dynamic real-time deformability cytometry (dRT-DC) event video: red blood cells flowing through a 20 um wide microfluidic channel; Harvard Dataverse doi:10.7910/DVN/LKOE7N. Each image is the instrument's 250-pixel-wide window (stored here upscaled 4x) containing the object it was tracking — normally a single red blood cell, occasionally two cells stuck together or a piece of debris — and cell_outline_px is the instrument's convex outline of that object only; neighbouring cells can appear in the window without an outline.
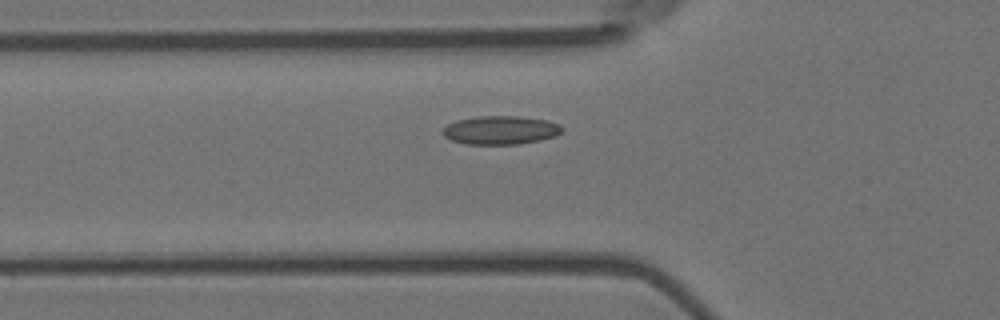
{"species": "Egyptian fruit bat (a non-hibernating species)", "species_latin": "Rousettus aegyptiacus", "temperature_condition": "room temperature", "stored_images_in_passage": 4, "camera_frame_rate_fps": 3000, "um_per_image_px": 0.085, "animal": {"sex": "female"}, "frame": {"image": 1, "passage_image": 4, "time_ms": 1.0, "image_size_px": [1000, 320], "cell_outline_px": [[564, 128], [556, 136], [540, 140], [520, 144], [464, 144], [452, 140], [444, 136], [444, 128], [448, 124], [456, 120], [476, 116], [516, 116], [548, 120], [560, 124]], "centroid_in_image_um": [42.57, 11.06], "position_along_channel_um": 83.2, "area_um2": 19.88}}